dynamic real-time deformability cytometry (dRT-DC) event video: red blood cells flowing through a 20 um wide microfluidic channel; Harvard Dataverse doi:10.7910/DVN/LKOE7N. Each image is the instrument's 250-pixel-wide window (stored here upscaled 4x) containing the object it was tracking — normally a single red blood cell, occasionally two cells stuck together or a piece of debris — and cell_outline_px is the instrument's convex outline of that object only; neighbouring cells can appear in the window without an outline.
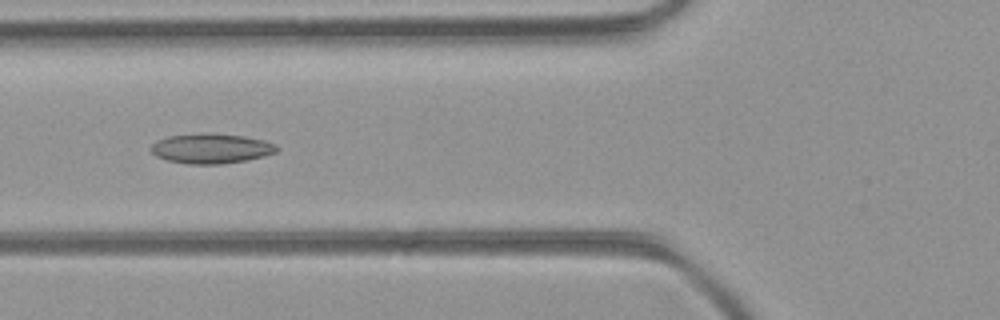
{"species": "common noctule bat (a hibernating species)", "species_latin": "Nyctalus noctula", "temperature_condition": "room temperature", "stored_images_in_passage": 49, "camera_frame_rate_fps": 3000, "um_per_image_px": 0.085, "animal": {"sex": "female", "body_mass_g": 21.9}, "frame": {"image": 1, "passage_image": 18, "time_ms": 5.667, "image_size_px": [1000, 320], "cell_outline_px": [[280, 148], [276, 152], [264, 156], [248, 160], [220, 164], [188, 164], [168, 160], [156, 156], [148, 148], [156, 140], [168, 136], [200, 132], [212, 132], [244, 136], [264, 140], [276, 144]], "centroid_in_image_um": [17.94, 12.6], "position_along_channel_um": 107.9, "area_um2": 22.37}}
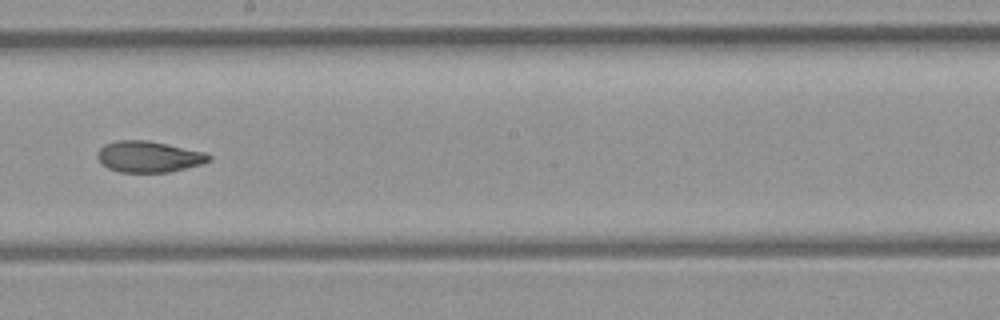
{"frame": {"image": 2, "passage_image": 27, "time_ms": 8.667, "image_size_px": [1000, 320], "cell_outline_px": [[212, 160], [204, 164], [168, 172], [120, 172], [108, 168], [100, 164], [96, 156], [96, 152], [104, 144], [116, 140], [148, 140], [204, 152], [212, 156]], "centroid_in_image_um": [12.62, 13.32], "position_along_channel_um": 235.6, "area_um2": 20.46}}
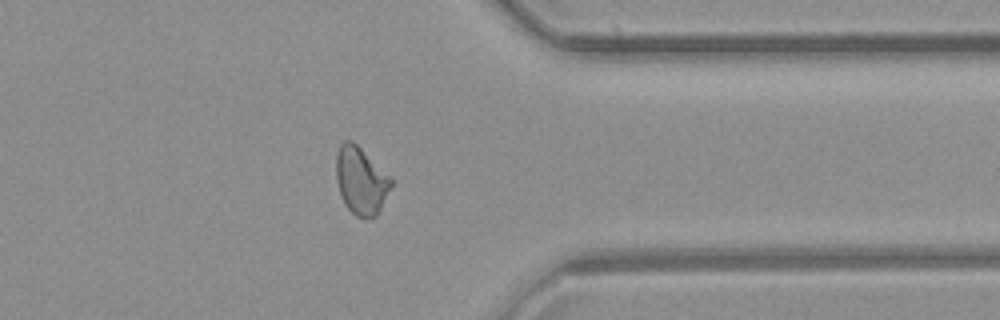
{"frame": {"image": 3, "passage_image": 38, "time_ms": 12.333, "image_size_px": [1000, 320], "cell_outline_px": [[392, 184], [376, 216], [356, 216], [344, 204], [340, 196], [336, 180], [336, 156], [340, 144], [344, 140], [352, 140], [392, 176]], "centroid_in_image_um": [30.67, 15.31], "position_along_channel_um": 380.7, "area_um2": 21.56}}